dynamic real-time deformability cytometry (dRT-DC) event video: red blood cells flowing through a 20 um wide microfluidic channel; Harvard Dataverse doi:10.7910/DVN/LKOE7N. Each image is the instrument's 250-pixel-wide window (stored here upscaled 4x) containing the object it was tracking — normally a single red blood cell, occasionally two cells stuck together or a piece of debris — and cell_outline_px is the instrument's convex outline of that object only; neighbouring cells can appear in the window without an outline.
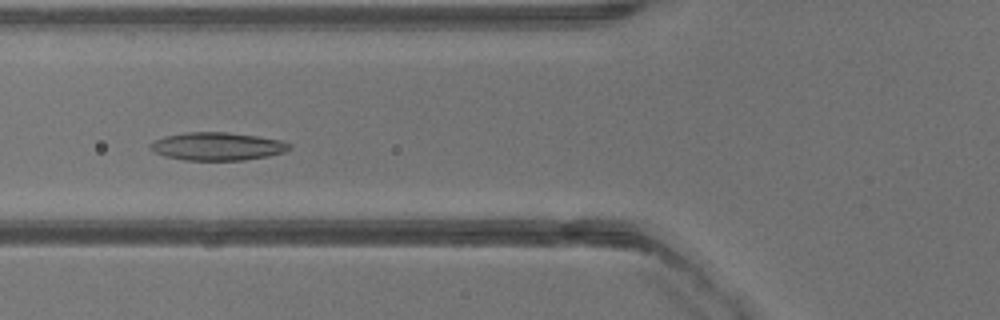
{"species": "common noctule bat (a hibernating species)", "species_latin": "Nyctalus noctula", "temperature_condition": "warm", "stored_images_in_passage": 29, "camera_frame_rate_fps": 3000, "um_per_image_px": 0.085, "animal": {"sex": "male", "body_mass_g": 13.3}, "frame": {"image": 1, "passage_image": 11, "time_ms": 3.333, "image_size_px": [1000, 320], "cell_outline_px": [[292, 148], [284, 152], [268, 156], [244, 160], [184, 160], [164, 156], [152, 152], [148, 148], [148, 144], [164, 136], [184, 132], [228, 132], [256, 136], [280, 140], [292, 144]], "centroid_in_image_um": [18.44, 12.44], "position_along_channel_um": 107.4, "area_um2": 22.89}}
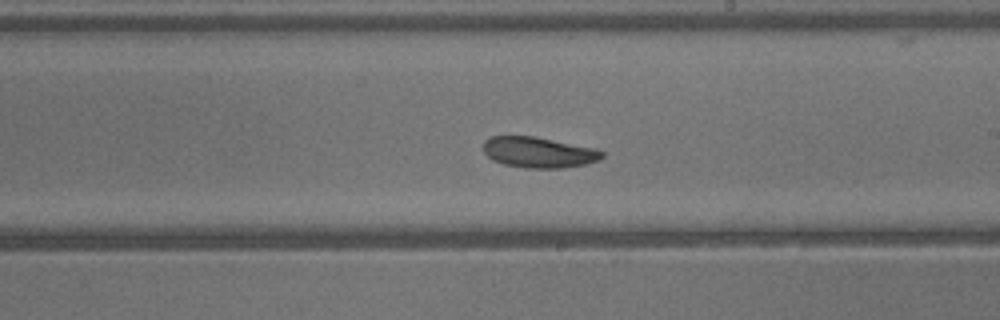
{"frame": {"image": 2, "passage_image": 19, "time_ms": 6.0, "image_size_px": [1000, 320], "cell_outline_px": [[604, 156], [600, 160], [584, 164], [560, 168], [524, 168], [504, 164], [492, 160], [484, 152], [484, 140], [492, 136], [536, 136], [596, 148], [604, 152]], "centroid_in_image_um": [45.8, 12.94], "position_along_channel_um": 243.2, "area_um2": 21.39}}
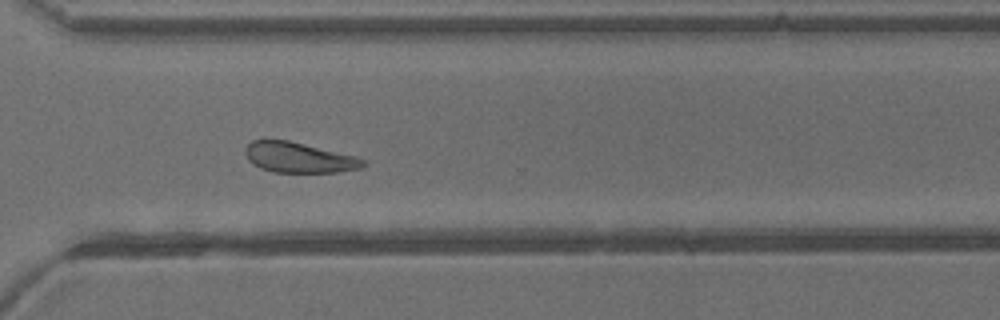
{"frame": {"image": 3, "passage_image": 25, "time_ms": 8.0, "image_size_px": [1000, 320], "cell_outline_px": [[368, 164], [360, 168], [336, 172], [272, 172], [260, 168], [252, 164], [248, 160], [244, 152], [244, 148], [252, 140], [264, 136], [288, 140], [356, 156], [364, 160]], "centroid_in_image_um": [25.31, 13.35], "position_along_channel_um": 345.3, "area_um2": 21.39}}